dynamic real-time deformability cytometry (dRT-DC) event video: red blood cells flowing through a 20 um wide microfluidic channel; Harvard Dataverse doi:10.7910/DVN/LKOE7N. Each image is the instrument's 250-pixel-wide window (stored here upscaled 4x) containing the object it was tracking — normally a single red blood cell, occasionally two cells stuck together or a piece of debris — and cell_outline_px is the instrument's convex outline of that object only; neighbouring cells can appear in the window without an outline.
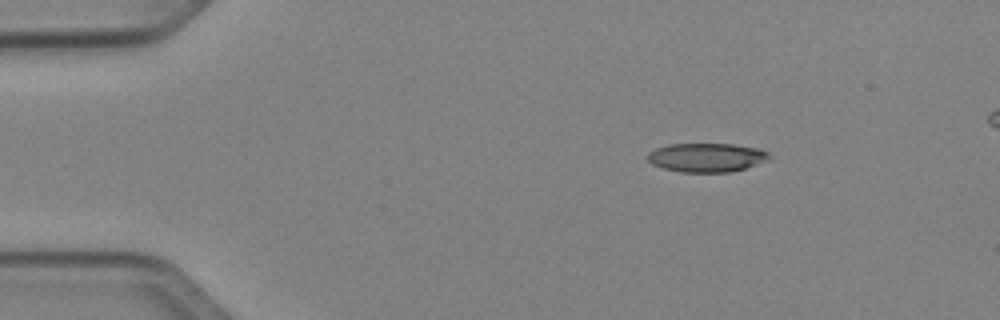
{"species": "Egyptian fruit bat (a non-hibernating species)", "species_latin": "Rousettus aegyptiacus", "temperature_condition": "cold", "stored_images_in_passage": 44, "segment_of_instrument_passage": [1, 2], "camera_frame_rate_fps": 3000, "um_per_image_px": 0.085, "animal": {"sex": "female"}, "frame": {"image": 1, "passage_image": 1, "time_ms": 0.0, "image_size_px": [1000, 320], "cell_outline_px": [[772, 156], [768, 160], [732, 172], [680, 172], [664, 168], [652, 164], [648, 160], [648, 152], [656, 148], [668, 144], [732, 144], [760, 148], [768, 152]], "centroid_in_image_um": [60.08, 13.38], "position_along_channel_um": 24.9, "area_um2": 20.52}}
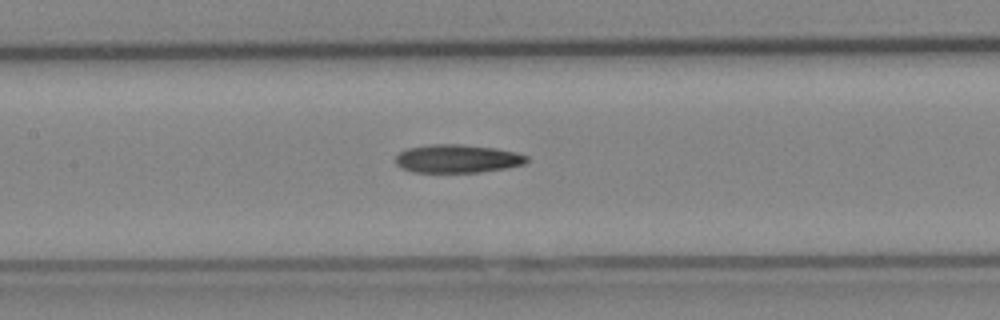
{"frame": {"image": 2, "passage_image": 17, "time_ms": 5.333, "image_size_px": [1000, 320], "cell_outline_px": [[528, 160], [524, 164], [504, 168], [480, 172], [412, 172], [400, 168], [396, 164], [396, 156], [400, 152], [408, 148], [428, 144], [460, 144], [496, 148], [516, 152], [528, 156]], "centroid_in_image_um": [38.86, 13.48], "position_along_channel_um": 168.5, "area_um2": 21.68}}
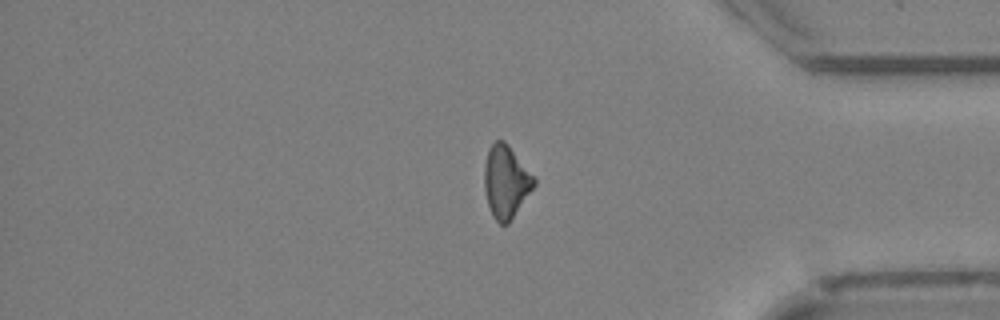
{"frame": {"image": 3, "passage_image": 35, "time_ms": 11.333, "image_size_px": [1000, 320], "cell_outline_px": [[536, 184], [508, 224], [500, 224], [492, 216], [488, 204], [484, 188], [484, 164], [488, 148], [496, 140], [504, 140], [508, 144], [536, 180]], "centroid_in_image_um": [42.98, 15.44], "position_along_channel_um": 392.2, "area_um2": 20.87}}